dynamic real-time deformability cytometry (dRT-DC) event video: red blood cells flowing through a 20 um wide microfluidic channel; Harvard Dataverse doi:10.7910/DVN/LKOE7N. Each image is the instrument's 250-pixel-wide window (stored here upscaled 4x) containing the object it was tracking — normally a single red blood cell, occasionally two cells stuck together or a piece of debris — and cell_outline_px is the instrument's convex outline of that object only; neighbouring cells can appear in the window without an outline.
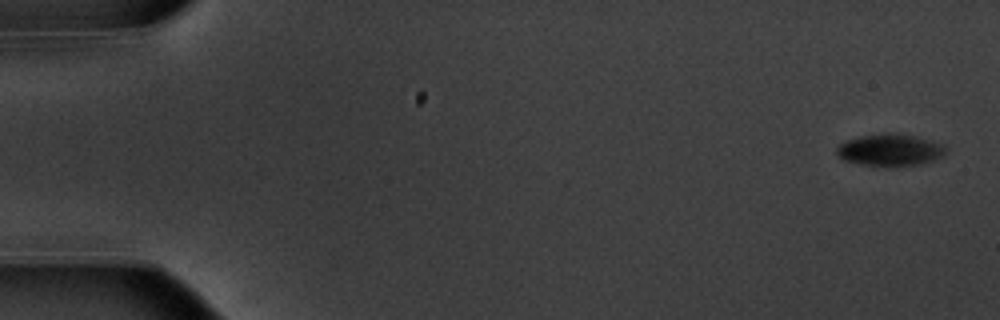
{"species": "common noctule bat (a hibernating species)", "species_latin": "Nyctalus noctula", "temperature_condition": "warm", "stored_images_in_passage": 2, "camera_frame_rate_fps": 3000, "um_per_image_px": 0.085, "animal": {"sex": "male", "body_mass_g": 20.1, "forearm_length_mm": 53.5}, "frame": {"image": 1, "passage_image": 1, "time_ms": 0.0, "image_size_px": [1000, 320], "cell_outline_px": [[948, 152], [944, 156], [920, 164], [860, 164], [844, 160], [836, 152], [836, 148], [844, 140], [860, 136], [888, 132], [912, 136], [932, 140], [948, 144]], "centroid_in_image_um": [75.71, 12.7], "position_along_channel_um": 9.3, "area_um2": 20.06}}